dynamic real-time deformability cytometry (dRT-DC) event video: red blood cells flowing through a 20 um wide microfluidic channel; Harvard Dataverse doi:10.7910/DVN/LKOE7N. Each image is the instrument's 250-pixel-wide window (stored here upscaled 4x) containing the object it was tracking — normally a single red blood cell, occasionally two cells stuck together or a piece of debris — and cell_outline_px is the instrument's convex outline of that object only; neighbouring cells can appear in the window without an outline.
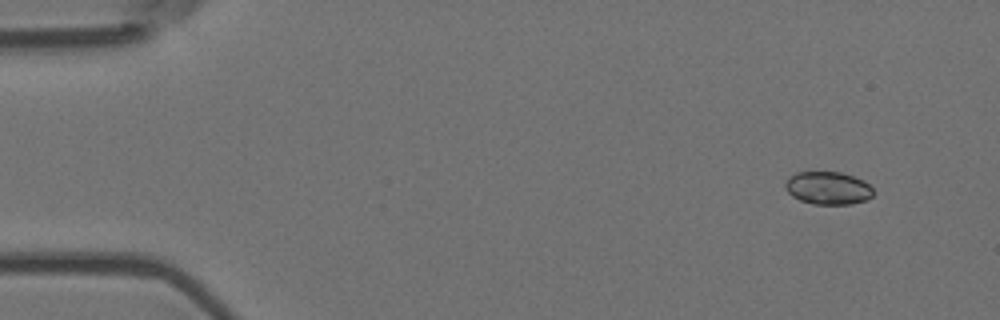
{"species": "Egyptian fruit bat (a non-hibernating species)", "species_latin": "Rousettus aegyptiacus", "temperature_condition": "room temperature", "stored_images_in_passage": 4, "camera_frame_rate_fps": 3000, "um_per_image_px": 0.085, "animal": {"sex": "female"}, "frame": {"image": 1, "passage_image": 1, "time_ms": 0.0, "image_size_px": [1000, 320], "cell_outline_px": [[872, 196], [868, 200], [852, 204], [812, 204], [800, 200], [792, 196], [784, 188], [784, 184], [796, 172], [840, 172], [864, 180], [872, 188]], "centroid_in_image_um": [70.39, 15.99], "position_along_channel_um": 14.6, "area_um2": 16.82}}
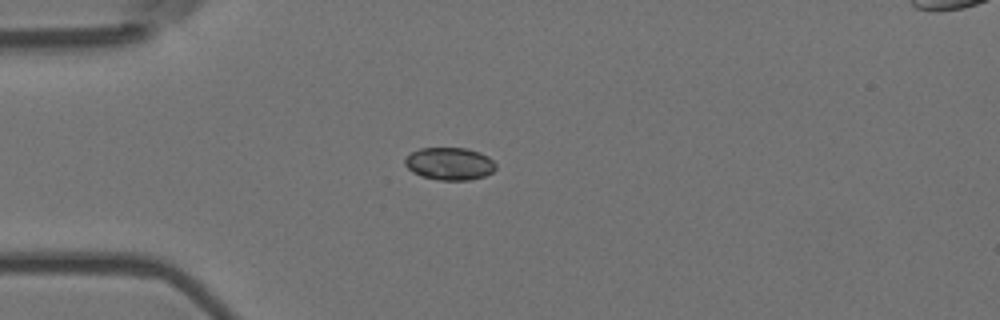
{"frame": {"image": 2, "passage_image": 4, "time_ms": 1.0, "image_size_px": [1000, 320], "cell_outline_px": [[496, 168], [492, 172], [484, 176], [468, 180], [440, 180], [420, 176], [412, 172], [404, 164], [404, 156], [420, 148], [468, 148], [480, 152], [488, 156], [496, 164]], "centroid_in_image_um": [38.19, 13.91], "position_along_channel_um": 46.8, "area_um2": 17.4}}